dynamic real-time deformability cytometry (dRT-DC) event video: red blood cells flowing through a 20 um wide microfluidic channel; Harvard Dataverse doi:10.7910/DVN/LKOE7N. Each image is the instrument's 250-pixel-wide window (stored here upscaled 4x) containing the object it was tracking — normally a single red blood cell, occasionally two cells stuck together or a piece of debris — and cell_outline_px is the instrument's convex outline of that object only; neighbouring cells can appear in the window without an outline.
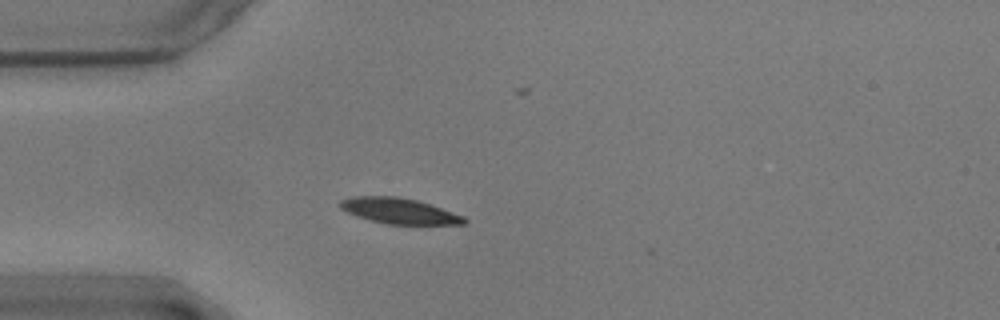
{"species": "common noctule bat (a hibernating species)", "species_latin": "Nyctalus noctula", "temperature_condition": "warm", "stored_images_in_passage": 42, "camera_frame_rate_fps": 3000, "um_per_image_px": 0.085, "animal": {"sex": "male", "body_mass_g": 17.9}, "frame": {"image": 1, "passage_image": 1, "time_ms": 0.0, "image_size_px": [1000, 320], "cell_outline_px": [[468, 220], [464, 224], [388, 224], [356, 216], [340, 208], [340, 200], [352, 196], [396, 196], [416, 200], [464, 216]], "centroid_in_image_um": [33.91, 17.92], "position_along_channel_um": 51.1, "area_um2": 18.26}}
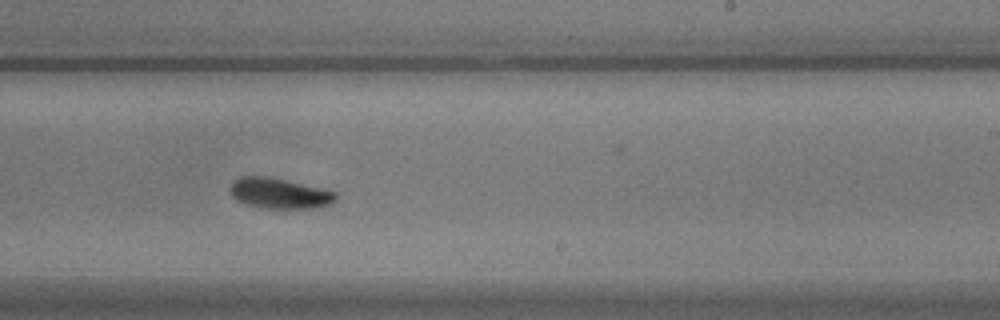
{"frame": {"image": 2, "passage_image": 20, "time_ms": 6.333, "image_size_px": [1000, 320], "cell_outline_px": [[336, 200], [328, 204], [316, 208], [260, 208], [236, 200], [232, 196], [228, 188], [232, 180], [240, 176], [268, 176], [324, 188], [336, 192]], "centroid_in_image_um": [23.71, 16.42], "position_along_channel_um": 265.3, "area_um2": 19.02}}
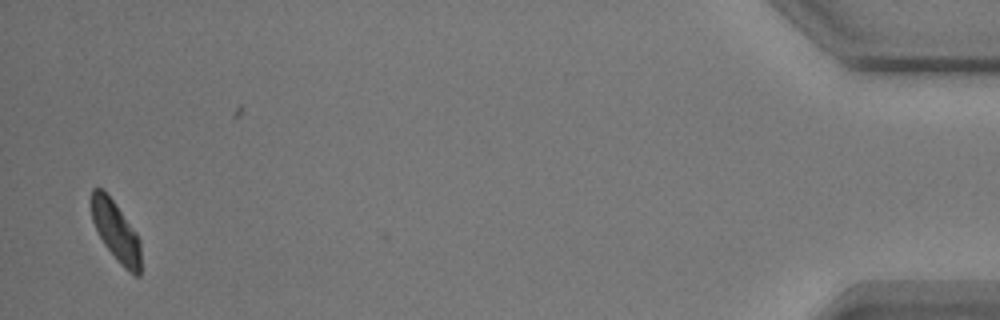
{"frame": {"image": 3, "passage_image": 41, "time_ms": 13.333, "image_size_px": [1000, 320], "cell_outline_px": [[140, 276], [136, 276], [128, 272], [116, 260], [104, 244], [92, 220], [92, 188], [104, 188], [116, 204], [136, 232], [140, 240]], "centroid_in_image_um": [9.86, 19.67], "position_along_channel_um": 425.3, "area_um2": 17.22}, "authors_computed_cell_mechanics": {"area_um2": 18.9006, "velocity_mm_per_s": 3.531, "shape_relaxation_time_tau1_ms": 2.8976, "shape_relaxation_time_tau2_ms": null, "deformation_change_tau1": 0.1082, "deformation_change_tau2": null}}